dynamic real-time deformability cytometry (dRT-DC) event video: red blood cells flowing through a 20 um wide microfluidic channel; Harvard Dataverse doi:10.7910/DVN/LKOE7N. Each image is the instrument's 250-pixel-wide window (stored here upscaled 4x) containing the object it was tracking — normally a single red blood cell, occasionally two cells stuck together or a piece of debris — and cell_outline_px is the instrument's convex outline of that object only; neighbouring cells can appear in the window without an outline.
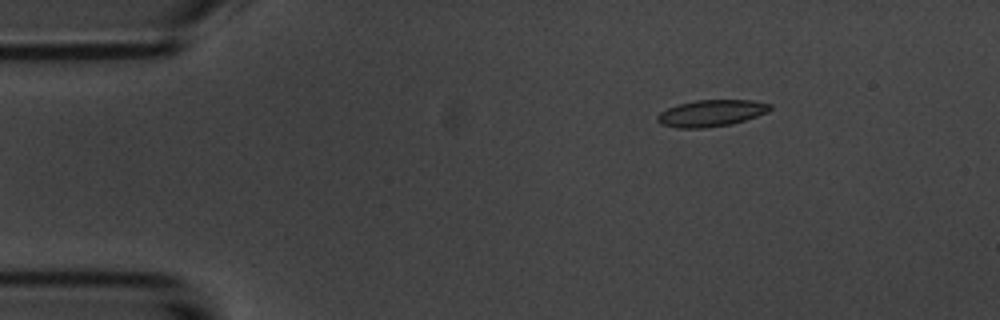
{"species": "common noctule bat (a hibernating species)", "species_latin": "Nyctalus noctula", "temperature_condition": "room temperature", "stored_images_in_passage": 4, "camera_frame_rate_fps": 3000, "um_per_image_px": 0.085, "animal": {"sex": "male", "body_mass_g": 20.1, "forearm_length_mm": 53.5}, "frame": {"image": 1, "passage_image": 2, "time_ms": 1.333, "image_size_px": [1000, 320], "cell_outline_px": [[772, 108], [768, 112], [732, 124], [704, 128], [676, 128], [660, 124], [656, 120], [656, 116], [660, 112], [676, 104], [696, 100], [752, 100], [772, 104]], "centroid_in_image_um": [60.43, 9.62], "position_along_channel_um": 24.6, "area_um2": 17.63}}